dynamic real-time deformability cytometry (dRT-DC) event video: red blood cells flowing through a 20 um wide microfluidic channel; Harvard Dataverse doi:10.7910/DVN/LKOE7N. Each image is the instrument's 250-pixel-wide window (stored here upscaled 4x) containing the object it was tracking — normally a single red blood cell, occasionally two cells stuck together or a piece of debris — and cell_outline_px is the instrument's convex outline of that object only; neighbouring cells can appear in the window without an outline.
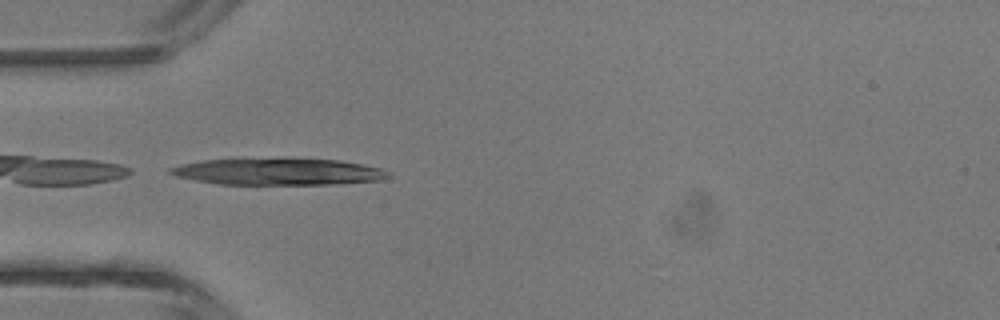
{"species": "common noctule bat (a hibernating species)", "species_latin": "Nyctalus noctula", "temperature_condition": "room temperature", "stored_images_in_passage": 30, "camera_frame_rate_fps": 3000, "um_per_image_px": 0.085, "animal": {"sex": "male", "body_mass_g": 13.3}, "frame": {"image": 1, "passage_image": 1, "time_ms": 0.0, "image_size_px": [1000, 320], "cell_outline_px": [[388, 176], [380, 180], [336, 184], [216, 184], [176, 176], [168, 172], [168, 168], [180, 164], [200, 160], [340, 160], [380, 168], [388, 172]], "centroid_in_image_um": [23.6, 14.61], "position_along_channel_um": 61.4, "area_um2": 32.89}}